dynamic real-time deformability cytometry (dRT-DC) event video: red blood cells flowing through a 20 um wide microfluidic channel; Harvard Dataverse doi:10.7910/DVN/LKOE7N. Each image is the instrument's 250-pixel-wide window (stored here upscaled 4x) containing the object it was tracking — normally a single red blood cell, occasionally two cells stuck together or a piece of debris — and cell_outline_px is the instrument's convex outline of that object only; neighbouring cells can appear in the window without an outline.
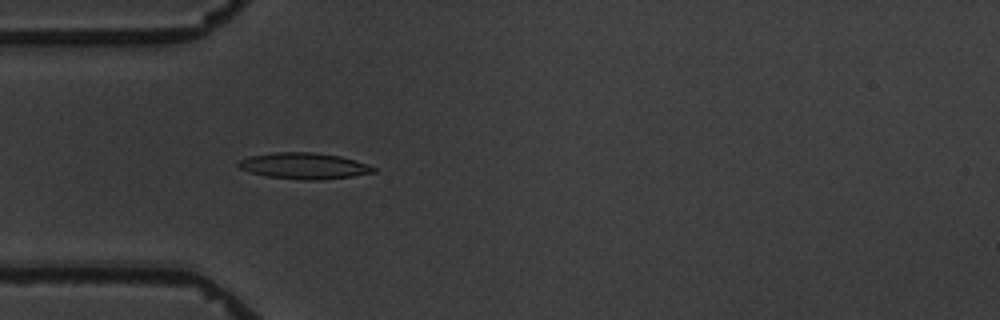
{"species": "common noctule bat (a hibernating species)", "species_latin": "Nyctalus noctula", "temperature_condition": "warm", "stored_images_in_passage": 3, "camera_frame_rate_fps": 3000, "um_per_image_px": 0.085, "animal": {"sex": "male", "body_mass_g": 19.5, "forearm_length_mm": 54.6}, "frame": {"image": 1, "passage_image": 3, "time_ms": 2.333, "image_size_px": [1000, 320], "cell_outline_px": [[376, 172], [352, 176], [320, 180], [300, 180], [264, 176], [248, 172], [240, 168], [236, 164], [240, 160], [248, 156], [276, 152], [312, 152], [340, 156], [368, 164], [376, 168]], "centroid_in_image_um": [25.82, 14.1], "position_along_channel_um": 59.2, "area_um2": 20.75}}